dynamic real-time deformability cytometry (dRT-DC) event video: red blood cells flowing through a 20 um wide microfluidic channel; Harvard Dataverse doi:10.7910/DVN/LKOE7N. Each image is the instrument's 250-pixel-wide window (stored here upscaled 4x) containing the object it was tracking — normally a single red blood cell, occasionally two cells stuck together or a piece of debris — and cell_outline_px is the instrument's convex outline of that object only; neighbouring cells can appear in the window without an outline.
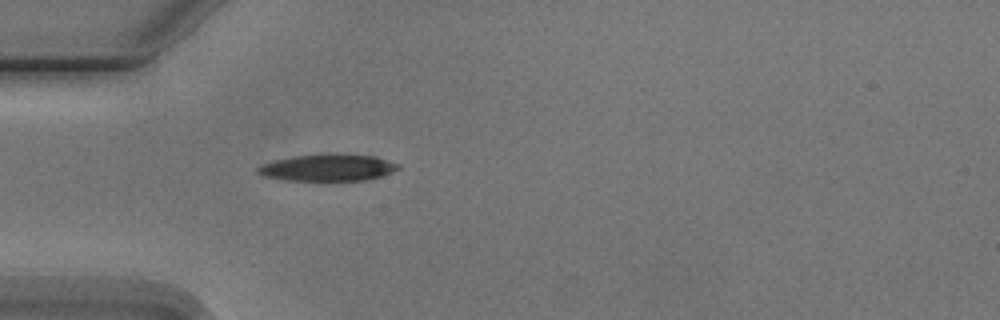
{"species": "Egyptian fruit bat (a non-hibernating species)", "species_latin": "Rousettus aegyptiacus", "temperature_condition": "cold", "stored_images_in_passage": 4, "camera_frame_rate_fps": 3000, "um_per_image_px": 0.085, "animal": {"sex": "male"}, "frame": {"image": 1, "passage_image": 4, "time_ms": 4.667, "image_size_px": [1000, 320], "cell_outline_px": [[400, 168], [392, 172], [380, 176], [364, 180], [284, 180], [264, 176], [256, 172], [256, 168], [264, 164], [276, 160], [292, 156], [376, 156], [400, 164]], "centroid_in_image_um": [27.86, 14.28], "position_along_channel_um": 57.1, "area_um2": 20.98}}